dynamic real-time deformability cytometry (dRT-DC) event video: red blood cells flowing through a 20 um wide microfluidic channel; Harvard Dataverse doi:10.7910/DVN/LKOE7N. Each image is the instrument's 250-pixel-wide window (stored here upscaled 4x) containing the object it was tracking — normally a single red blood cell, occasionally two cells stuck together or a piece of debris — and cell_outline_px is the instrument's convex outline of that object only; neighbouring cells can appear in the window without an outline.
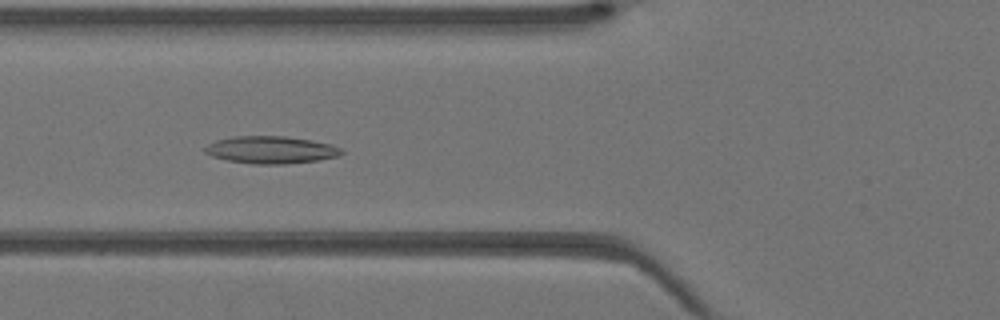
{"species": "Egyptian fruit bat (a non-hibernating species)", "species_latin": "Rousettus aegyptiacus", "temperature_condition": "warm", "stored_images_in_passage": 41, "camera_frame_rate_fps": 3000, "um_per_image_px": 0.085, "animal": {"sex": "female"}, "frame": {"image": 1, "passage_image": 14, "time_ms": 4.333, "image_size_px": [1000, 320], "cell_outline_px": [[344, 152], [340, 156], [316, 160], [284, 164], [252, 164], [228, 160], [212, 156], [204, 152], [204, 148], [208, 144], [216, 140], [232, 136], [284, 136], [312, 140], [332, 144], [340, 148]], "centroid_in_image_um": [23.03, 12.73], "position_along_channel_um": 102.8, "area_um2": 21.79}}
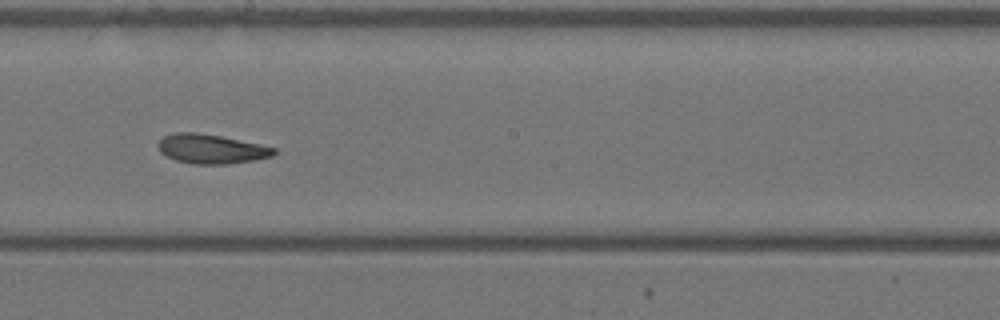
{"frame": {"image": 2, "passage_image": 22, "time_ms": 7.0, "image_size_px": [1000, 320], "cell_outline_px": [[276, 152], [272, 156], [252, 160], [228, 164], [192, 164], [176, 160], [160, 152], [156, 144], [164, 136], [176, 132], [196, 132], [220, 136], [260, 144], [276, 148]], "centroid_in_image_um": [17.93, 12.65], "position_along_channel_um": 230.3, "area_um2": 19.71}}
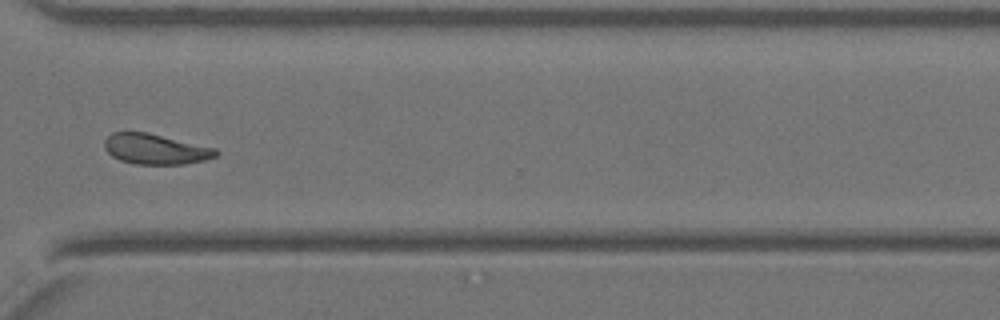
{"frame": {"image": 3, "passage_image": 30, "time_ms": 9.667, "image_size_px": [1000, 320], "cell_outline_px": [[220, 152], [216, 156], [204, 160], [184, 164], [136, 164], [120, 160], [112, 156], [104, 148], [104, 140], [112, 132], [148, 132], [216, 148]], "centroid_in_image_um": [13.22, 12.67], "position_along_channel_um": 357.4, "area_um2": 19.77}}